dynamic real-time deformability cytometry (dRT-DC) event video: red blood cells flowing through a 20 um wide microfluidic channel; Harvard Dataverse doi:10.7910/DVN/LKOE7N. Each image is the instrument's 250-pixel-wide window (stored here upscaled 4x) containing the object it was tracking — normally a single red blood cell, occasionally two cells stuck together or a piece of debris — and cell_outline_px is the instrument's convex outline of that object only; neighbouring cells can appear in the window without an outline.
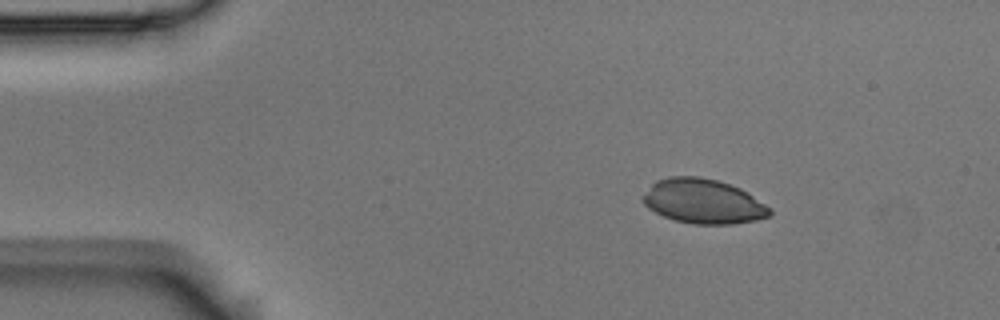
{"species": "Egyptian fruit bat (a non-hibernating species)", "species_latin": "Rousettus aegyptiacus", "temperature_condition": "room temperature", "stored_images_in_passage": 48, "camera_frame_rate_fps": 3000, "um_per_image_px": 0.085, "animal": {"sex": "male"}, "frame": {"image": 1, "passage_image": 1, "time_ms": 0.0, "image_size_px": [1000, 320], "cell_outline_px": [[772, 212], [768, 216], [756, 220], [732, 224], [692, 224], [676, 220], [664, 216], [648, 208], [644, 204], [640, 196], [656, 180], [668, 176], [700, 176], [716, 180], [740, 188], [772, 208]], "centroid_in_image_um": [59.75, 17.11], "position_along_channel_um": 25.3, "area_um2": 33.0}}
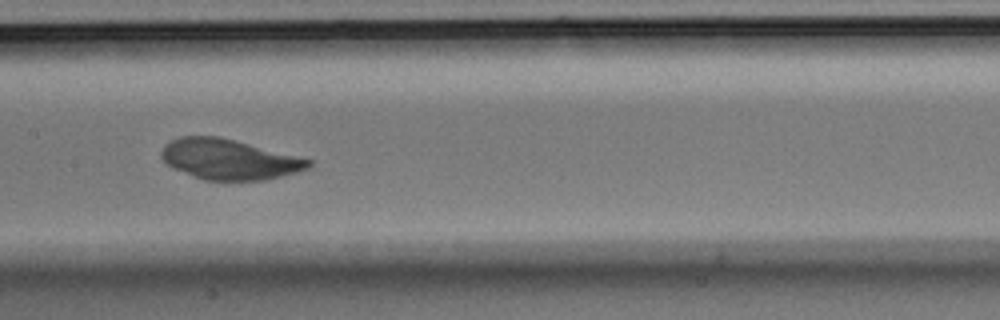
{"frame": {"image": 2, "passage_image": 20, "time_ms": 6.333, "image_size_px": [1000, 320], "cell_outline_px": [[312, 164], [308, 168], [296, 172], [264, 180], [204, 180], [172, 168], [160, 156], [160, 152], [164, 144], [172, 140], [184, 136], [220, 136], [236, 140], [312, 160]], "centroid_in_image_um": [19.44, 13.54], "position_along_channel_um": 188.0, "area_um2": 34.39}}
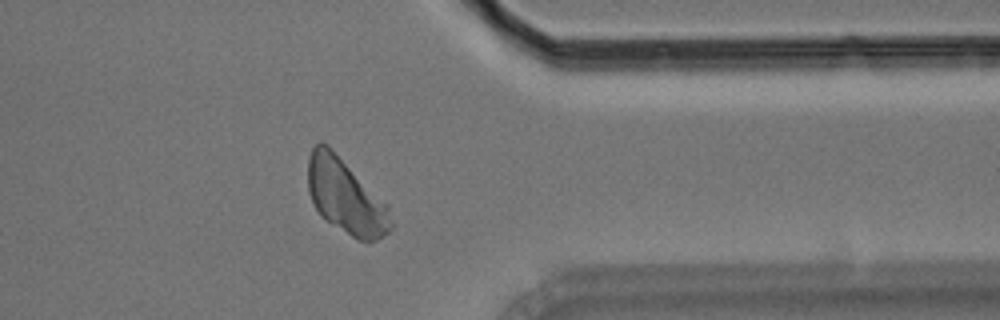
{"frame": {"image": 3, "passage_image": 37, "time_ms": 12.0, "image_size_px": [1000, 320], "cell_outline_px": [[392, 228], [388, 232], [376, 240], [360, 240], [352, 236], [320, 216], [312, 204], [308, 192], [308, 160], [312, 148], [320, 140], [328, 144], [388, 204], [392, 220]], "centroid_in_image_um": [29.37, 16.66], "position_along_channel_um": 382.0, "area_um2": 36.18}}